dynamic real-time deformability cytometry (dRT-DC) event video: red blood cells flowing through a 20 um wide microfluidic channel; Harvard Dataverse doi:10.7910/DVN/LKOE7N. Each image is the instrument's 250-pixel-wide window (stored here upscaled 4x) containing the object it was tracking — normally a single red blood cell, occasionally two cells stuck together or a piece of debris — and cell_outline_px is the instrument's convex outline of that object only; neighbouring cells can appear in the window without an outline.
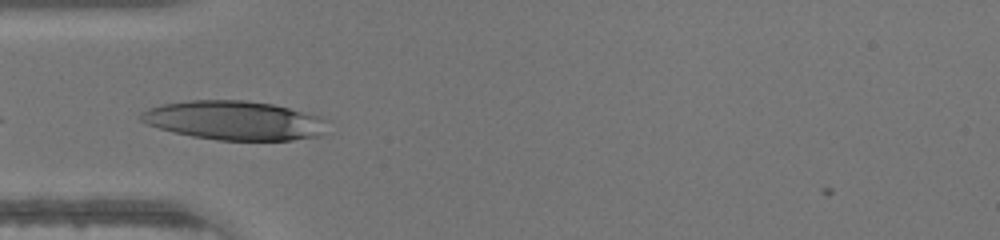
{"species": "human", "species_latin": "Homo sapiens", "temperature_condition": "warm", "stored_images_in_passage": 19, "camera_frame_rate_fps": 3000, "um_per_image_px": 0.085, "donor": {"sex": "male"}, "frame": {"image": 1, "passage_image": 1, "time_ms": 0.0, "image_size_px": [1000, 240], "cell_outline_px": [[324, 120], [320, 136], [292, 140], [216, 140], [192, 136], [160, 128], [148, 124], [140, 120], [140, 112], [148, 108], [160, 104], [192, 100], [244, 100], [272, 104], [320, 116]], "centroid_in_image_um": [19.85, 10.23], "position_along_channel_um": 65.1, "area_um2": 42.02}}
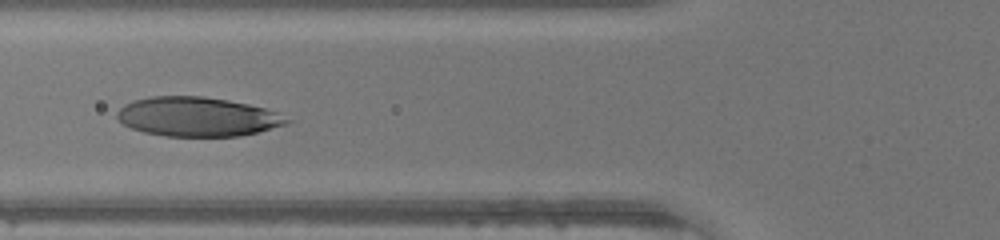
{"frame": {"image": 2, "passage_image": 4, "time_ms": 1.0, "image_size_px": [1000, 240], "cell_outline_px": [[292, 120], [288, 124], [240, 136], [164, 136], [144, 132], [132, 128], [124, 124], [116, 116], [116, 112], [124, 104], [132, 100], [152, 96], [204, 96], [228, 100], [248, 104], [264, 108], [276, 112]], "centroid_in_image_um": [16.76, 9.92], "position_along_channel_um": 109.0, "area_um2": 38.84}}
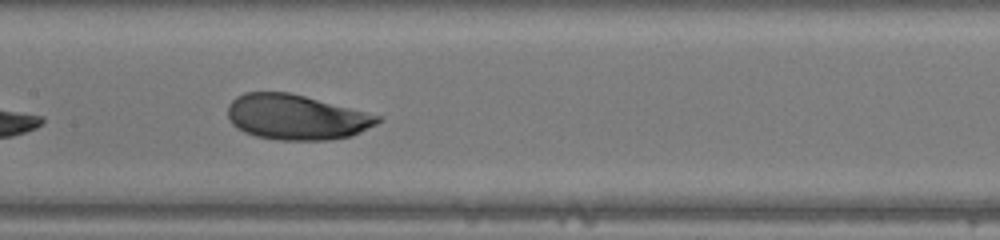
{"frame": {"image": 3, "passage_image": 9, "time_ms": 2.667, "image_size_px": [1000, 240], "cell_outline_px": [[384, 116], [376, 124], [352, 136], [328, 140], [276, 140], [256, 136], [244, 132], [236, 128], [232, 124], [228, 116], [228, 104], [236, 96], [244, 92], [288, 92]], "centroid_in_image_um": [25.17, 9.96], "position_along_channel_um": 182.2, "area_um2": 39.59}}